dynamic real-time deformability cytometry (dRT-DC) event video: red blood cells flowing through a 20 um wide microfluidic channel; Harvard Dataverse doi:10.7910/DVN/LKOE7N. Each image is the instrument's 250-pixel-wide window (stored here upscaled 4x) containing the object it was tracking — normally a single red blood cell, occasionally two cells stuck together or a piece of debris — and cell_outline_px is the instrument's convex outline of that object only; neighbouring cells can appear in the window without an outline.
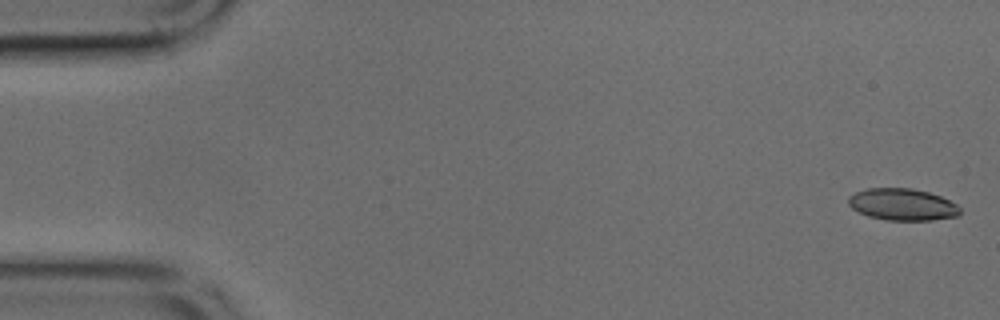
{"species": "common noctule bat (a hibernating species)", "species_latin": "Nyctalus noctula", "temperature_condition": "cold", "stored_images_in_passage": 45, "camera_frame_rate_fps": 3000, "um_per_image_px": 0.085, "animal": {"sex": "male", "body_mass_g": 17.9, "forearm_length_mm": 54.2}, "frame": {"image": 1, "passage_image": 1, "time_ms": 0.0, "image_size_px": [1000, 320], "cell_outline_px": [[960, 212], [956, 216], [932, 220], [888, 220], [868, 216], [852, 208], [848, 204], [848, 196], [856, 192], [868, 188], [912, 188], [928, 192], [940, 196], [956, 204], [960, 208]], "centroid_in_image_um": [76.69, 17.37], "position_along_channel_um": 8.3, "area_um2": 20.58}}
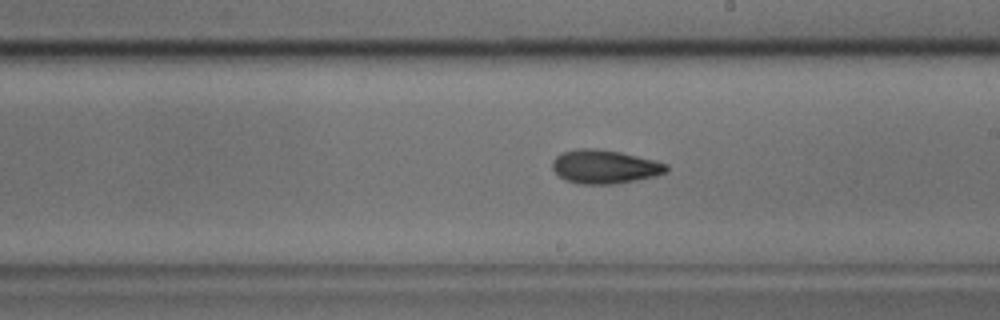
{"frame": {"image": 2, "passage_image": 27, "time_ms": 8.667, "image_size_px": [1000, 320], "cell_outline_px": [[668, 172], [656, 176], [616, 184], [576, 184], [564, 180], [552, 168], [552, 160], [560, 152], [580, 148], [592, 148], [620, 152], [668, 164]], "centroid_in_image_um": [51.37, 14.18], "position_along_channel_um": 237.6, "area_um2": 22.48}}
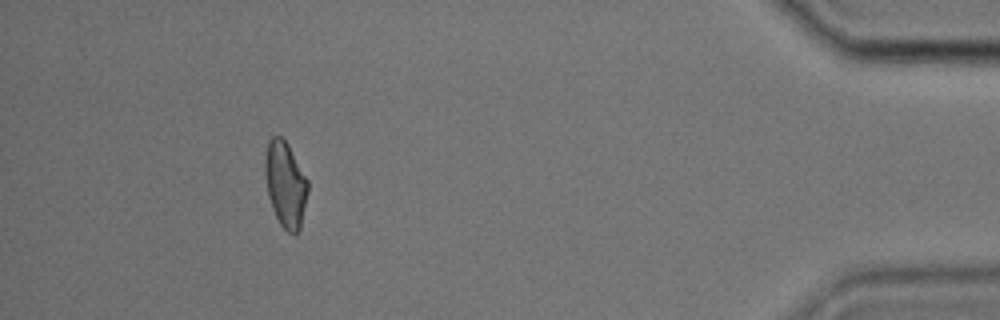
{"frame": {"image": 3, "passage_image": 44, "time_ms": 14.333, "image_size_px": [1000, 320], "cell_outline_px": [[308, 192], [300, 228], [296, 232], [288, 232], [280, 224], [272, 208], [268, 196], [264, 172], [264, 156], [268, 140], [272, 136], [280, 136], [288, 144], [308, 180]], "centroid_in_image_um": [24.24, 15.63], "position_along_channel_um": 411.0, "area_um2": 21.39}}